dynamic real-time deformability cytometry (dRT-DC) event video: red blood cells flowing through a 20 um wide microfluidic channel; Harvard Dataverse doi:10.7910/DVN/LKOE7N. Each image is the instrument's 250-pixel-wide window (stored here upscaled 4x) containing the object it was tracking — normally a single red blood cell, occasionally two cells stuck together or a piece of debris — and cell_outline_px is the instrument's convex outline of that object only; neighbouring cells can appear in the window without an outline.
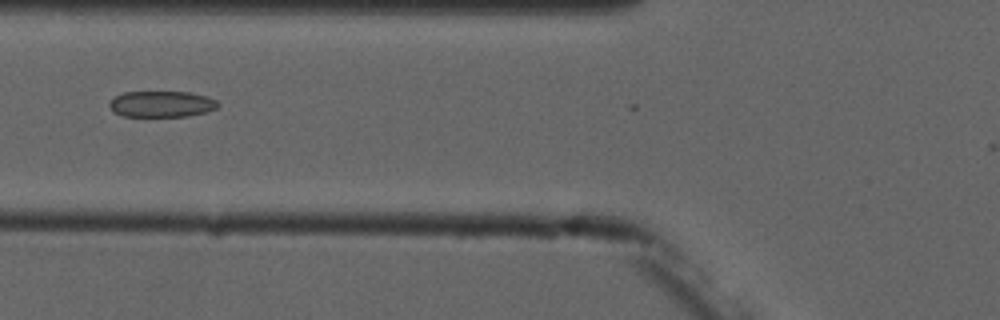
{"species": "common noctule bat (a hibernating species)", "species_latin": "Nyctalus noctula", "temperature_condition": "cold", "stored_images_in_passage": 6, "camera_frame_rate_fps": 3000, "um_per_image_px": 0.085, "animal": {"sex": "male", "forearm_length_mm": 52.5}, "frame": {"image": 1, "passage_image": 6, "time_ms": 6.667, "image_size_px": [1000, 320], "cell_outline_px": [[220, 104], [216, 108], [208, 112], [188, 116], [124, 116], [116, 112], [108, 104], [116, 96], [124, 92], [188, 92], [208, 96], [216, 100]], "centroid_in_image_um": [13.8, 8.84], "position_along_channel_um": 112.0, "area_um2": 16.42}}